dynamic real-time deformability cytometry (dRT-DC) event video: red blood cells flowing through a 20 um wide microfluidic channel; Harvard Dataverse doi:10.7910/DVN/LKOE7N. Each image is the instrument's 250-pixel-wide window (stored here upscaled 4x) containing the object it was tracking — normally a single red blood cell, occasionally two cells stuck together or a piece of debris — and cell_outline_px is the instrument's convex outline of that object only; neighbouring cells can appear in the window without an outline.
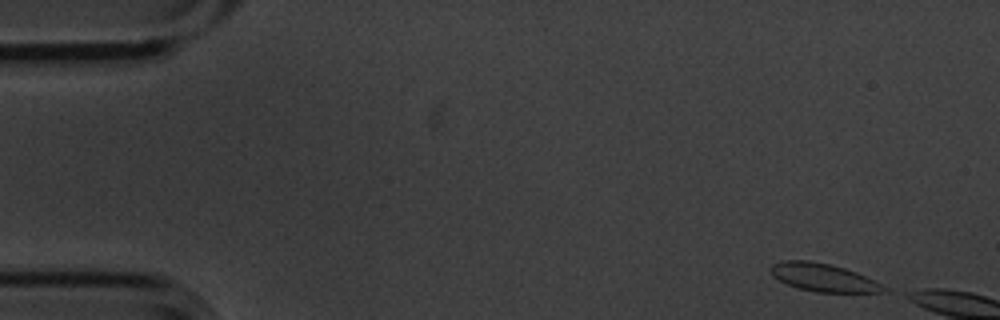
{"species": "common noctule bat (a hibernating species)", "species_latin": "Nyctalus noctula", "temperature_condition": "cold", "stored_images_in_passage": 3, "camera_frame_rate_fps": 3000, "um_per_image_px": 0.085, "animal": {"sex": "male", "body_mass_g": 20.1, "forearm_length_mm": 53.5}, "frame": {"image": 1, "passage_image": 1, "time_ms": 0.0, "image_size_px": [1000, 320], "cell_outline_px": [[888, 292], [816, 292], [796, 288], [772, 276], [768, 268], [772, 264], [784, 260], [808, 260], [828, 264], [844, 268], [856, 272], [888, 288]], "centroid_in_image_um": [69.93, 23.59], "position_along_channel_um": 15.1, "area_um2": 18.32}}